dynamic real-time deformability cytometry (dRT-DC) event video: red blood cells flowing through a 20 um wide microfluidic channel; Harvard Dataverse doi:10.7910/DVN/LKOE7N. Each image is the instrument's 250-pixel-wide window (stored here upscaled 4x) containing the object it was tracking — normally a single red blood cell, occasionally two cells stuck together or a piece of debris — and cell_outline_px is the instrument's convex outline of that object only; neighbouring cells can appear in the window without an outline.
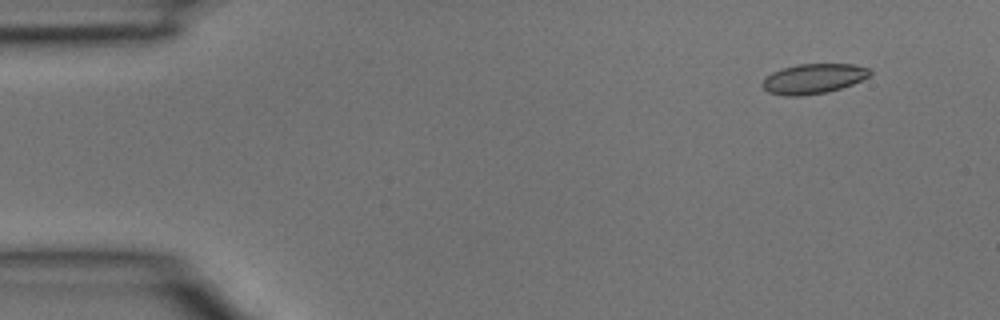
{"species": "common noctule bat (a hibernating species)", "species_latin": "Nyctalus noctula", "temperature_condition": "room temperature", "stored_images_in_passage": 4, "camera_frame_rate_fps": 3000, "um_per_image_px": 0.085, "animal": {"sex": "male", "body_mass_g": 15.6}, "frame": {"image": 1, "passage_image": 1, "time_ms": 0.0, "image_size_px": [1000, 320], "cell_outline_px": [[872, 72], [868, 76], [852, 84], [828, 92], [800, 96], [784, 96], [768, 92], [760, 84], [764, 76], [772, 72], [796, 64], [856, 64], [872, 68]], "centroid_in_image_um": [69.12, 6.68], "position_along_channel_um": 15.9, "area_um2": 18.96}}